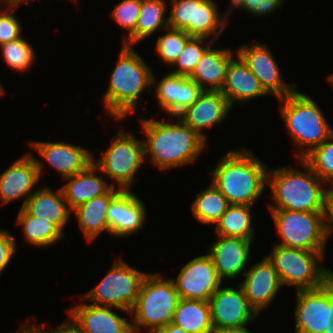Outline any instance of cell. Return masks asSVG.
Returning a JSON list of instances; mask_svg holds the SVG:
<instances>
[{"label":"cell","instance_id":"cell-33","mask_svg":"<svg viewBox=\"0 0 333 333\" xmlns=\"http://www.w3.org/2000/svg\"><path fill=\"white\" fill-rule=\"evenodd\" d=\"M16 223L22 225L24 238L34 246L46 247L65 236L53 223L33 217L23 208L18 212Z\"/></svg>","mask_w":333,"mask_h":333},{"label":"cell","instance_id":"cell-43","mask_svg":"<svg viewBox=\"0 0 333 333\" xmlns=\"http://www.w3.org/2000/svg\"><path fill=\"white\" fill-rule=\"evenodd\" d=\"M48 328L45 333H83V330L76 324V322L69 316L68 320L62 323L52 331Z\"/></svg>","mask_w":333,"mask_h":333},{"label":"cell","instance_id":"cell-14","mask_svg":"<svg viewBox=\"0 0 333 333\" xmlns=\"http://www.w3.org/2000/svg\"><path fill=\"white\" fill-rule=\"evenodd\" d=\"M44 164L31 153L22 155L0 174V201L2 205L24 198L21 208L35 192Z\"/></svg>","mask_w":333,"mask_h":333},{"label":"cell","instance_id":"cell-51","mask_svg":"<svg viewBox=\"0 0 333 333\" xmlns=\"http://www.w3.org/2000/svg\"><path fill=\"white\" fill-rule=\"evenodd\" d=\"M4 93H5V90H4V88H3V84H2L1 81H0V96H1V95H4Z\"/></svg>","mask_w":333,"mask_h":333},{"label":"cell","instance_id":"cell-9","mask_svg":"<svg viewBox=\"0 0 333 333\" xmlns=\"http://www.w3.org/2000/svg\"><path fill=\"white\" fill-rule=\"evenodd\" d=\"M146 274L117 258L103 279L82 298L94 305L115 307L130 314Z\"/></svg>","mask_w":333,"mask_h":333},{"label":"cell","instance_id":"cell-6","mask_svg":"<svg viewBox=\"0 0 333 333\" xmlns=\"http://www.w3.org/2000/svg\"><path fill=\"white\" fill-rule=\"evenodd\" d=\"M179 300L172 278L163 279L159 273H147L130 311L133 332L141 333L145 327L146 333H157L173 321Z\"/></svg>","mask_w":333,"mask_h":333},{"label":"cell","instance_id":"cell-32","mask_svg":"<svg viewBox=\"0 0 333 333\" xmlns=\"http://www.w3.org/2000/svg\"><path fill=\"white\" fill-rule=\"evenodd\" d=\"M229 203L224 195L210 182L209 187L201 190L191 204L195 220L202 224H215L226 211Z\"/></svg>","mask_w":333,"mask_h":333},{"label":"cell","instance_id":"cell-36","mask_svg":"<svg viewBox=\"0 0 333 333\" xmlns=\"http://www.w3.org/2000/svg\"><path fill=\"white\" fill-rule=\"evenodd\" d=\"M7 66L11 70L28 72L35 60L33 47L23 37L0 45Z\"/></svg>","mask_w":333,"mask_h":333},{"label":"cell","instance_id":"cell-42","mask_svg":"<svg viewBox=\"0 0 333 333\" xmlns=\"http://www.w3.org/2000/svg\"><path fill=\"white\" fill-rule=\"evenodd\" d=\"M323 224L327 240L333 232V186L327 188L323 204Z\"/></svg>","mask_w":333,"mask_h":333},{"label":"cell","instance_id":"cell-49","mask_svg":"<svg viewBox=\"0 0 333 333\" xmlns=\"http://www.w3.org/2000/svg\"><path fill=\"white\" fill-rule=\"evenodd\" d=\"M1 2L3 1V4L2 5H4V8H6V7H8L10 4H11V2H10V0H0ZM0 2V3H1ZM6 5V6H5Z\"/></svg>","mask_w":333,"mask_h":333},{"label":"cell","instance_id":"cell-16","mask_svg":"<svg viewBox=\"0 0 333 333\" xmlns=\"http://www.w3.org/2000/svg\"><path fill=\"white\" fill-rule=\"evenodd\" d=\"M295 333H324L328 328L329 280L321 287L296 291Z\"/></svg>","mask_w":333,"mask_h":333},{"label":"cell","instance_id":"cell-1","mask_svg":"<svg viewBox=\"0 0 333 333\" xmlns=\"http://www.w3.org/2000/svg\"><path fill=\"white\" fill-rule=\"evenodd\" d=\"M171 123L154 119L139 120L142 132L146 134L144 143L145 158L150 156L151 162L160 170L186 166L201 156L207 140L200 136L178 116ZM175 123V124H174Z\"/></svg>","mask_w":333,"mask_h":333},{"label":"cell","instance_id":"cell-40","mask_svg":"<svg viewBox=\"0 0 333 333\" xmlns=\"http://www.w3.org/2000/svg\"><path fill=\"white\" fill-rule=\"evenodd\" d=\"M284 0H236L228 9L229 15L233 7L241 8L242 10L254 16H266L273 14L277 9H280Z\"/></svg>","mask_w":333,"mask_h":333},{"label":"cell","instance_id":"cell-52","mask_svg":"<svg viewBox=\"0 0 333 333\" xmlns=\"http://www.w3.org/2000/svg\"><path fill=\"white\" fill-rule=\"evenodd\" d=\"M235 1H236V0H231V4H230V5H232Z\"/></svg>","mask_w":333,"mask_h":333},{"label":"cell","instance_id":"cell-26","mask_svg":"<svg viewBox=\"0 0 333 333\" xmlns=\"http://www.w3.org/2000/svg\"><path fill=\"white\" fill-rule=\"evenodd\" d=\"M122 190L111 187L105 194L97 196L72 210L79 227L87 242L93 241L99 234L106 231L110 234L107 221V210L110 202Z\"/></svg>","mask_w":333,"mask_h":333},{"label":"cell","instance_id":"cell-24","mask_svg":"<svg viewBox=\"0 0 333 333\" xmlns=\"http://www.w3.org/2000/svg\"><path fill=\"white\" fill-rule=\"evenodd\" d=\"M220 92L231 107L236 102L245 104L251 99L269 95L238 54L227 63L224 85Z\"/></svg>","mask_w":333,"mask_h":333},{"label":"cell","instance_id":"cell-23","mask_svg":"<svg viewBox=\"0 0 333 333\" xmlns=\"http://www.w3.org/2000/svg\"><path fill=\"white\" fill-rule=\"evenodd\" d=\"M126 310L94 304H78L67 310L68 315L83 330V333H134L132 322L117 313Z\"/></svg>","mask_w":333,"mask_h":333},{"label":"cell","instance_id":"cell-7","mask_svg":"<svg viewBox=\"0 0 333 333\" xmlns=\"http://www.w3.org/2000/svg\"><path fill=\"white\" fill-rule=\"evenodd\" d=\"M266 256L272 262L282 286H293L296 291L319 288L333 276L332 271L319 264L323 261L324 252L275 244Z\"/></svg>","mask_w":333,"mask_h":333},{"label":"cell","instance_id":"cell-21","mask_svg":"<svg viewBox=\"0 0 333 333\" xmlns=\"http://www.w3.org/2000/svg\"><path fill=\"white\" fill-rule=\"evenodd\" d=\"M29 145L56 169L63 179L84 171L93 160L91 151L71 143L31 141Z\"/></svg>","mask_w":333,"mask_h":333},{"label":"cell","instance_id":"cell-22","mask_svg":"<svg viewBox=\"0 0 333 333\" xmlns=\"http://www.w3.org/2000/svg\"><path fill=\"white\" fill-rule=\"evenodd\" d=\"M152 76V85L155 88L157 103L170 116H177L186 107L191 106L202 93V89L189 77L166 73L163 78L156 81ZM157 83V84H156Z\"/></svg>","mask_w":333,"mask_h":333},{"label":"cell","instance_id":"cell-17","mask_svg":"<svg viewBox=\"0 0 333 333\" xmlns=\"http://www.w3.org/2000/svg\"><path fill=\"white\" fill-rule=\"evenodd\" d=\"M247 270L239 286L242 288L249 305L260 315V312L268 309L270 303L273 302L278 291L282 288V284L267 256Z\"/></svg>","mask_w":333,"mask_h":333},{"label":"cell","instance_id":"cell-48","mask_svg":"<svg viewBox=\"0 0 333 333\" xmlns=\"http://www.w3.org/2000/svg\"><path fill=\"white\" fill-rule=\"evenodd\" d=\"M31 1V0H30ZM75 3H77V0H71ZM11 4H22L25 2V4H27L29 1L28 0H10Z\"/></svg>","mask_w":333,"mask_h":333},{"label":"cell","instance_id":"cell-3","mask_svg":"<svg viewBox=\"0 0 333 333\" xmlns=\"http://www.w3.org/2000/svg\"><path fill=\"white\" fill-rule=\"evenodd\" d=\"M134 50V47L123 45L118 61L110 74L108 88L102 97L104 110L115 120H123L128 114L138 109L137 101L141 93L153 90L152 76L154 71Z\"/></svg>","mask_w":333,"mask_h":333},{"label":"cell","instance_id":"cell-46","mask_svg":"<svg viewBox=\"0 0 333 333\" xmlns=\"http://www.w3.org/2000/svg\"><path fill=\"white\" fill-rule=\"evenodd\" d=\"M247 327V325H244L241 327L214 328L213 333H251Z\"/></svg>","mask_w":333,"mask_h":333},{"label":"cell","instance_id":"cell-44","mask_svg":"<svg viewBox=\"0 0 333 333\" xmlns=\"http://www.w3.org/2000/svg\"><path fill=\"white\" fill-rule=\"evenodd\" d=\"M324 333H333V276L329 279V309H328V328Z\"/></svg>","mask_w":333,"mask_h":333},{"label":"cell","instance_id":"cell-20","mask_svg":"<svg viewBox=\"0 0 333 333\" xmlns=\"http://www.w3.org/2000/svg\"><path fill=\"white\" fill-rule=\"evenodd\" d=\"M217 236L207 254L212 259L219 278L223 281L244 275L252 241L240 237Z\"/></svg>","mask_w":333,"mask_h":333},{"label":"cell","instance_id":"cell-8","mask_svg":"<svg viewBox=\"0 0 333 333\" xmlns=\"http://www.w3.org/2000/svg\"><path fill=\"white\" fill-rule=\"evenodd\" d=\"M144 161L143 141L121 129L112 138L109 147L102 152L100 158L95 160L93 154L92 160L99 172L113 181L111 186H118L122 191H132L135 176Z\"/></svg>","mask_w":333,"mask_h":333},{"label":"cell","instance_id":"cell-34","mask_svg":"<svg viewBox=\"0 0 333 333\" xmlns=\"http://www.w3.org/2000/svg\"><path fill=\"white\" fill-rule=\"evenodd\" d=\"M207 39L191 37L184 45L180 56L171 65L175 69L169 73L189 77L204 53L215 43L212 40L206 41Z\"/></svg>","mask_w":333,"mask_h":333},{"label":"cell","instance_id":"cell-50","mask_svg":"<svg viewBox=\"0 0 333 333\" xmlns=\"http://www.w3.org/2000/svg\"><path fill=\"white\" fill-rule=\"evenodd\" d=\"M327 79H328V81L330 82V84H331L332 87H333V73H331V75H329V76L327 77Z\"/></svg>","mask_w":333,"mask_h":333},{"label":"cell","instance_id":"cell-12","mask_svg":"<svg viewBox=\"0 0 333 333\" xmlns=\"http://www.w3.org/2000/svg\"><path fill=\"white\" fill-rule=\"evenodd\" d=\"M172 280L181 299L196 301H209L223 283L208 254L191 259Z\"/></svg>","mask_w":333,"mask_h":333},{"label":"cell","instance_id":"cell-31","mask_svg":"<svg viewBox=\"0 0 333 333\" xmlns=\"http://www.w3.org/2000/svg\"><path fill=\"white\" fill-rule=\"evenodd\" d=\"M252 207L248 205L229 204L226 211L215 223L216 235L240 237L254 240L255 228L252 225Z\"/></svg>","mask_w":333,"mask_h":333},{"label":"cell","instance_id":"cell-39","mask_svg":"<svg viewBox=\"0 0 333 333\" xmlns=\"http://www.w3.org/2000/svg\"><path fill=\"white\" fill-rule=\"evenodd\" d=\"M19 4H10L8 7L0 9V45L22 37L21 23L14 14V9Z\"/></svg>","mask_w":333,"mask_h":333},{"label":"cell","instance_id":"cell-28","mask_svg":"<svg viewBox=\"0 0 333 333\" xmlns=\"http://www.w3.org/2000/svg\"><path fill=\"white\" fill-rule=\"evenodd\" d=\"M231 49L209 48L189 76L202 90L221 91L227 63L237 54ZM209 86V87H208Z\"/></svg>","mask_w":333,"mask_h":333},{"label":"cell","instance_id":"cell-29","mask_svg":"<svg viewBox=\"0 0 333 333\" xmlns=\"http://www.w3.org/2000/svg\"><path fill=\"white\" fill-rule=\"evenodd\" d=\"M167 4L164 0H141L140 14L135 32L125 40L123 45L133 46L148 39L160 29H166L168 16L165 17Z\"/></svg>","mask_w":333,"mask_h":333},{"label":"cell","instance_id":"cell-47","mask_svg":"<svg viewBox=\"0 0 333 333\" xmlns=\"http://www.w3.org/2000/svg\"><path fill=\"white\" fill-rule=\"evenodd\" d=\"M157 333H187V332L181 327L171 322L166 326L162 327Z\"/></svg>","mask_w":333,"mask_h":333},{"label":"cell","instance_id":"cell-19","mask_svg":"<svg viewBox=\"0 0 333 333\" xmlns=\"http://www.w3.org/2000/svg\"><path fill=\"white\" fill-rule=\"evenodd\" d=\"M231 109L220 91L203 90L198 99L177 116L206 140L202 130L221 125Z\"/></svg>","mask_w":333,"mask_h":333},{"label":"cell","instance_id":"cell-5","mask_svg":"<svg viewBox=\"0 0 333 333\" xmlns=\"http://www.w3.org/2000/svg\"><path fill=\"white\" fill-rule=\"evenodd\" d=\"M296 88L280 101L279 111L290 134L289 138L300 148L297 159H303L315 147L321 145L333 133L317 102L309 95L301 93Z\"/></svg>","mask_w":333,"mask_h":333},{"label":"cell","instance_id":"cell-30","mask_svg":"<svg viewBox=\"0 0 333 333\" xmlns=\"http://www.w3.org/2000/svg\"><path fill=\"white\" fill-rule=\"evenodd\" d=\"M172 323L187 333H213L209 302L180 298Z\"/></svg>","mask_w":333,"mask_h":333},{"label":"cell","instance_id":"cell-27","mask_svg":"<svg viewBox=\"0 0 333 333\" xmlns=\"http://www.w3.org/2000/svg\"><path fill=\"white\" fill-rule=\"evenodd\" d=\"M99 169L93 162L82 172L65 178L66 184L61 188L68 208L72 211L77 206L105 194L112 186L102 176L99 177Z\"/></svg>","mask_w":333,"mask_h":333},{"label":"cell","instance_id":"cell-45","mask_svg":"<svg viewBox=\"0 0 333 333\" xmlns=\"http://www.w3.org/2000/svg\"><path fill=\"white\" fill-rule=\"evenodd\" d=\"M46 324H28L24 322L16 333H43L46 330Z\"/></svg>","mask_w":333,"mask_h":333},{"label":"cell","instance_id":"cell-2","mask_svg":"<svg viewBox=\"0 0 333 333\" xmlns=\"http://www.w3.org/2000/svg\"><path fill=\"white\" fill-rule=\"evenodd\" d=\"M216 164L210 179L229 204L253 206L266 190L268 167L251 150L228 151Z\"/></svg>","mask_w":333,"mask_h":333},{"label":"cell","instance_id":"cell-15","mask_svg":"<svg viewBox=\"0 0 333 333\" xmlns=\"http://www.w3.org/2000/svg\"><path fill=\"white\" fill-rule=\"evenodd\" d=\"M213 328L249 325L259 315L249 305L241 287H219L209 299Z\"/></svg>","mask_w":333,"mask_h":333},{"label":"cell","instance_id":"cell-10","mask_svg":"<svg viewBox=\"0 0 333 333\" xmlns=\"http://www.w3.org/2000/svg\"><path fill=\"white\" fill-rule=\"evenodd\" d=\"M170 5L169 27L184 30L191 37H210L216 42L229 21V12L220 15L214 0H172Z\"/></svg>","mask_w":333,"mask_h":333},{"label":"cell","instance_id":"cell-11","mask_svg":"<svg viewBox=\"0 0 333 333\" xmlns=\"http://www.w3.org/2000/svg\"><path fill=\"white\" fill-rule=\"evenodd\" d=\"M284 247L325 252L327 238L322 212L269 210Z\"/></svg>","mask_w":333,"mask_h":333},{"label":"cell","instance_id":"cell-35","mask_svg":"<svg viewBox=\"0 0 333 333\" xmlns=\"http://www.w3.org/2000/svg\"><path fill=\"white\" fill-rule=\"evenodd\" d=\"M303 160L327 186H333V133Z\"/></svg>","mask_w":333,"mask_h":333},{"label":"cell","instance_id":"cell-25","mask_svg":"<svg viewBox=\"0 0 333 333\" xmlns=\"http://www.w3.org/2000/svg\"><path fill=\"white\" fill-rule=\"evenodd\" d=\"M22 208L33 217L53 223L62 233L72 215L61 188L54 192L47 186L36 189Z\"/></svg>","mask_w":333,"mask_h":333},{"label":"cell","instance_id":"cell-4","mask_svg":"<svg viewBox=\"0 0 333 333\" xmlns=\"http://www.w3.org/2000/svg\"><path fill=\"white\" fill-rule=\"evenodd\" d=\"M298 163L304 173L289 165L268 170L267 186L275 202L268 205L269 210L323 211L326 184L303 159H298Z\"/></svg>","mask_w":333,"mask_h":333},{"label":"cell","instance_id":"cell-41","mask_svg":"<svg viewBox=\"0 0 333 333\" xmlns=\"http://www.w3.org/2000/svg\"><path fill=\"white\" fill-rule=\"evenodd\" d=\"M15 250L14 236L7 230L0 229V273L9 265Z\"/></svg>","mask_w":333,"mask_h":333},{"label":"cell","instance_id":"cell-18","mask_svg":"<svg viewBox=\"0 0 333 333\" xmlns=\"http://www.w3.org/2000/svg\"><path fill=\"white\" fill-rule=\"evenodd\" d=\"M145 203L131 191H121L107 210L110 235L124 238L139 232L146 223Z\"/></svg>","mask_w":333,"mask_h":333},{"label":"cell","instance_id":"cell-13","mask_svg":"<svg viewBox=\"0 0 333 333\" xmlns=\"http://www.w3.org/2000/svg\"><path fill=\"white\" fill-rule=\"evenodd\" d=\"M236 50L269 95L281 99L298 87L296 83L287 84L282 80L273 52L266 44L259 42L244 44Z\"/></svg>","mask_w":333,"mask_h":333},{"label":"cell","instance_id":"cell-37","mask_svg":"<svg viewBox=\"0 0 333 333\" xmlns=\"http://www.w3.org/2000/svg\"><path fill=\"white\" fill-rule=\"evenodd\" d=\"M167 31L163 36H158L155 51L163 63L168 66L172 65L180 56L184 49V45L191 38L184 30H178L171 27L165 29Z\"/></svg>","mask_w":333,"mask_h":333},{"label":"cell","instance_id":"cell-38","mask_svg":"<svg viewBox=\"0 0 333 333\" xmlns=\"http://www.w3.org/2000/svg\"><path fill=\"white\" fill-rule=\"evenodd\" d=\"M140 9L141 0H121L110 12L111 18L128 32L122 43L135 32Z\"/></svg>","mask_w":333,"mask_h":333}]
</instances>
